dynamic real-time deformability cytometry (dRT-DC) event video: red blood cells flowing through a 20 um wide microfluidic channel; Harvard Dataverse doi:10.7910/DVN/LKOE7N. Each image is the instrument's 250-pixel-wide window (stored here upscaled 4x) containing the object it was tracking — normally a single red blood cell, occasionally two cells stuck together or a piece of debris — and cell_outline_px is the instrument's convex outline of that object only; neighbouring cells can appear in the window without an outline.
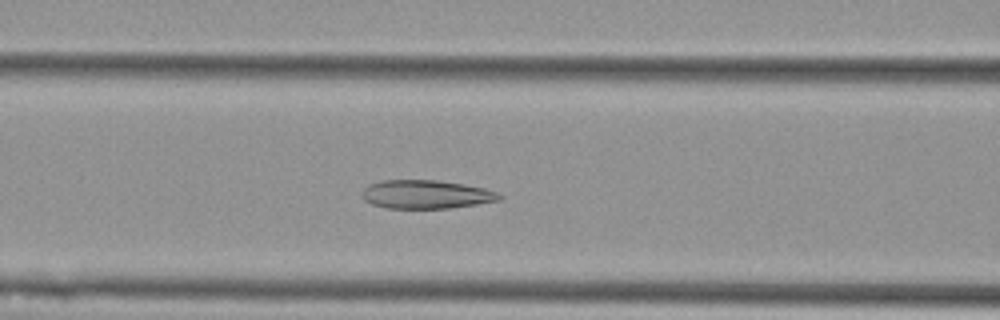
{"species": "Egyptian fruit bat (a non-hibernating species)", "species_latin": "Rousettus aegyptiacus", "temperature_condition": "cold", "stored_images_in_passage": 48, "camera_frame_rate_fps": 3000, "um_per_image_px": 0.085, "animal": {"sex": "female"}, "frame": {"image": 1, "passage_image": 15, "time_ms": 4.667, "image_size_px": [1000, 320], "cell_outline_px": [[504, 196], [500, 200], [476, 204], [448, 208], [388, 208], [372, 204], [364, 200], [360, 196], [360, 192], [368, 184], [384, 180], [436, 180], [464, 184], [484, 188], [500, 192]], "centroid_in_image_um": [36.21, 16.52], "position_along_channel_um": 130.4, "area_um2": 23.0}}
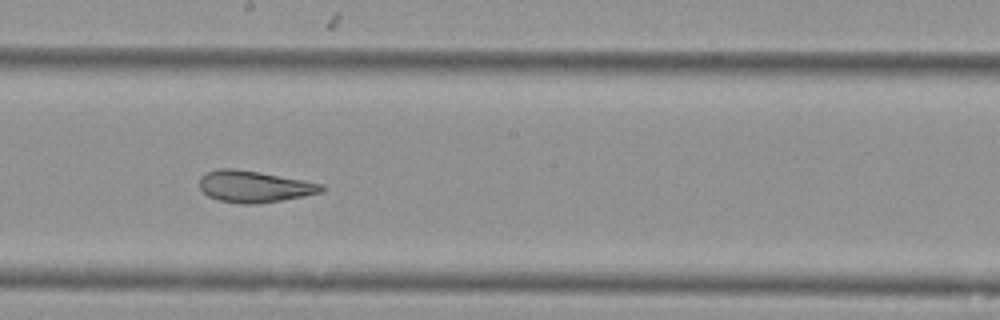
{"frame": {"image": 2, "passage_image": 23, "time_ms": 7.333, "image_size_px": [1000, 320], "cell_outline_px": [[328, 188], [320, 192], [304, 196], [256, 204], [240, 204], [220, 200], [208, 196], [200, 188], [200, 176], [208, 172], [220, 168], [232, 168], [256, 172], [324, 184]], "centroid_in_image_um": [21.61, 15.86], "position_along_channel_um": 226.6, "area_um2": 22.14}}
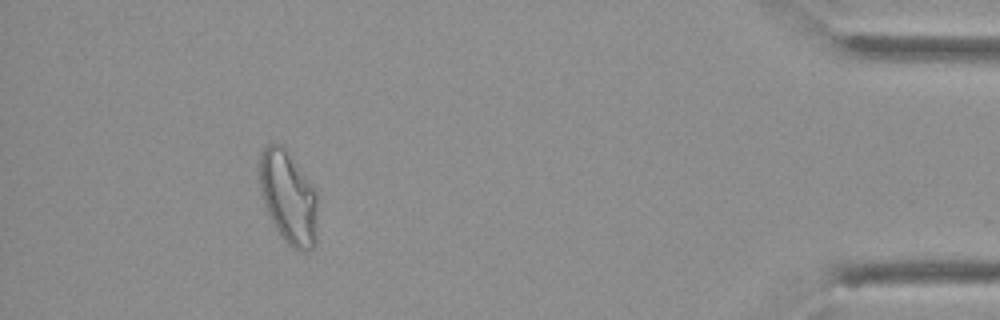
{"frame": {"image": 3, "passage_image": 43, "time_ms": 14.0, "image_size_px": [1000, 320], "cell_outline_px": [[316, 244], [312, 248], [304, 252], [300, 252], [292, 248], [284, 240], [276, 228], [264, 204], [260, 192], [260, 156], [264, 148], [268, 144], [276, 144], [284, 148], [288, 152], [316, 188]], "centroid_in_image_um": [24.53, 16.81], "position_along_channel_um": 410.7, "area_um2": 31.27}, "authors_computed_cell_mechanics": {"area_um2": 26.01, "velocity_mm_per_s": 3.6232, "shape_relaxation_time_tau1_ms": null, "shape_relaxation_time_tau2_ms": 2.0242, "deformation_change_tau1": null, "deformation_change_tau2": 0.0854}}